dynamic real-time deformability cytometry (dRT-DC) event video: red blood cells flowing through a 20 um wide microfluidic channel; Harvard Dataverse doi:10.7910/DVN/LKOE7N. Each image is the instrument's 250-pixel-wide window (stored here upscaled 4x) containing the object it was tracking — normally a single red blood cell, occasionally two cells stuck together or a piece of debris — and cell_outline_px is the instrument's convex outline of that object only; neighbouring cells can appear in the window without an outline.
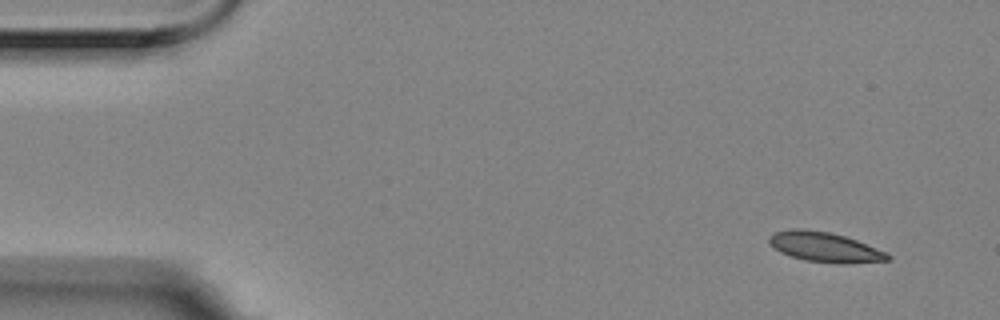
{"species": "Egyptian fruit bat (a non-hibernating species)", "species_latin": "Rousettus aegyptiacus", "temperature_condition": "room temperature", "stored_images_in_passage": 10, "camera_frame_rate_fps": 3000, "um_per_image_px": 0.085, "animal": {"sex": "female"}, "frame": {"image": 1, "passage_image": 1, "time_ms": 0.0, "image_size_px": [1000, 320], "cell_outline_px": [[892, 260], [844, 264], [840, 264], [804, 260], [780, 252], [772, 248], [768, 240], [768, 236], [776, 232], [792, 228], [800, 228], [828, 232], [844, 236], [856, 240], [888, 252], [892, 256]], "centroid_in_image_um": [70.12, 21.01], "position_along_channel_um": 14.9, "area_um2": 20.81}}
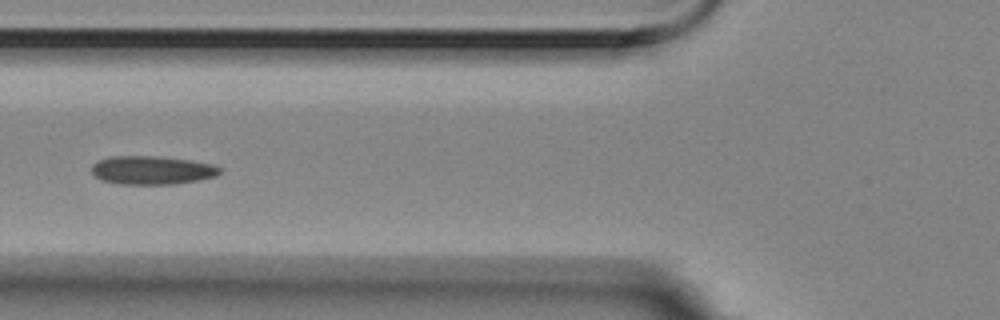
{"frame": {"image": 2, "passage_image": 6, "time_ms": 1.667, "image_size_px": [1000, 320], "cell_outline_px": [[220, 172], [216, 176], [200, 180], [176, 184], [120, 184], [100, 180], [92, 172], [92, 164], [96, 160], [112, 156], [156, 156], [188, 160], [212, 164], [220, 168]], "centroid_in_image_um": [12.89, 14.47], "position_along_channel_um": 112.9, "area_um2": 21.33}}
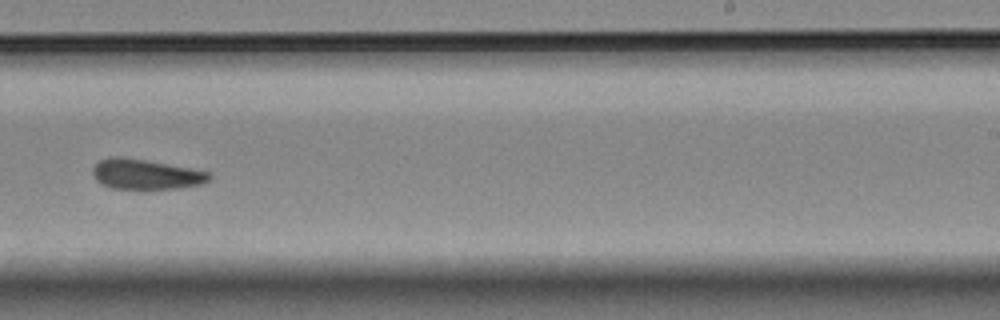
{"frame": {"image": 3, "passage_image": 10, "time_ms": 3.0, "image_size_px": [1000, 320], "cell_outline_px": [[212, 176], [208, 180], [200, 184], [180, 188], [112, 188], [96, 180], [92, 172], [92, 168], [100, 160], [112, 156], [120, 156], [192, 168], [208, 172]], "centroid_in_image_um": [12.38, 14.8], "position_along_channel_um": 276.6, "area_um2": 20.11}}